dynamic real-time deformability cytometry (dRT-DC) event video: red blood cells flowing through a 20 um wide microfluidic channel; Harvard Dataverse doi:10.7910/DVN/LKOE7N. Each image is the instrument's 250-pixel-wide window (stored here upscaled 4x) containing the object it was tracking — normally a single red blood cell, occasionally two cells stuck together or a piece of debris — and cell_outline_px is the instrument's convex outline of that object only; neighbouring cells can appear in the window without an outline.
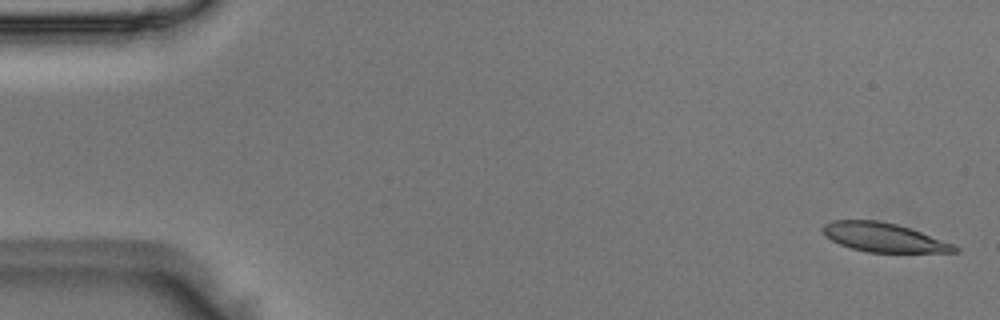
{"species": "Egyptian fruit bat (a non-hibernating species)", "species_latin": "Rousettus aegyptiacus", "temperature_condition": "room temperature", "stored_images_in_passage": 50, "camera_frame_rate_fps": 3000, "um_per_image_px": 0.085, "animal": {"sex": "male"}, "frame": {"image": 1, "passage_image": 2, "time_ms": 0.333, "image_size_px": [1000, 320], "cell_outline_px": [[960, 252], [868, 252], [852, 248], [840, 244], [824, 236], [820, 228], [824, 224], [832, 220], [876, 220], [896, 224], [920, 232], [952, 244], [960, 248]], "centroid_in_image_um": [75.05, 20.17], "position_along_channel_um": 9.9, "area_um2": 22.02}}
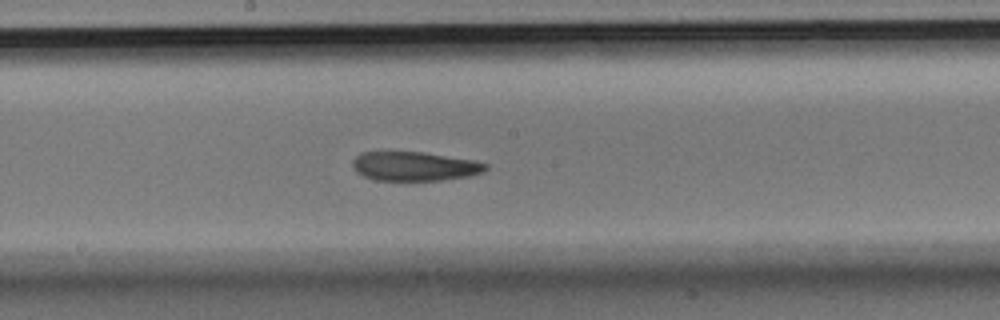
{"frame": {"image": 2, "passage_image": 27, "time_ms": 8.667, "image_size_px": [1000, 320], "cell_outline_px": [[488, 168], [484, 172], [472, 176], [444, 180], [376, 180], [364, 176], [356, 172], [352, 164], [352, 160], [360, 152], [424, 152], [472, 160], [488, 164]], "centroid_in_image_um": [35.25, 14.13], "position_along_channel_um": 212.9, "area_um2": 22.66}}
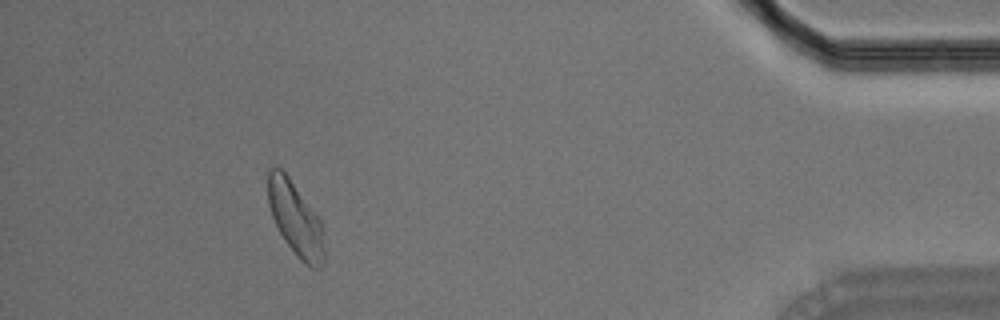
{"frame": {"image": 3, "passage_image": 46, "time_ms": 15.0, "image_size_px": [1000, 320], "cell_outline_px": [[324, 260], [320, 268], [312, 268], [304, 264], [296, 256], [284, 240], [272, 216], [268, 204], [268, 168], [280, 168], [288, 176], [320, 220], [324, 232]], "centroid_in_image_um": [25.13, 18.64], "position_along_channel_um": 410.1, "area_um2": 24.04}}